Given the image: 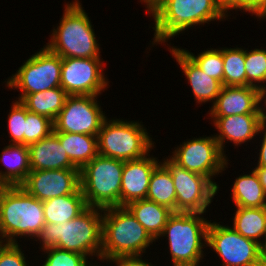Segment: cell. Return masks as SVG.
<instances>
[{"mask_svg": "<svg viewBox=\"0 0 266 266\" xmlns=\"http://www.w3.org/2000/svg\"><path fill=\"white\" fill-rule=\"evenodd\" d=\"M150 17L153 25L149 27L154 31V37L148 45L149 51L155 45H172L170 41L175 36L177 38L189 29H200V25L207 23L209 26L214 21H228L221 0H164Z\"/></svg>", "mask_w": 266, "mask_h": 266, "instance_id": "obj_1", "label": "cell"}, {"mask_svg": "<svg viewBox=\"0 0 266 266\" xmlns=\"http://www.w3.org/2000/svg\"><path fill=\"white\" fill-rule=\"evenodd\" d=\"M103 209L88 206L81 214L63 224L45 223L34 240L40 251L56 247L80 253L98 265L101 262Z\"/></svg>", "mask_w": 266, "mask_h": 266, "instance_id": "obj_2", "label": "cell"}, {"mask_svg": "<svg viewBox=\"0 0 266 266\" xmlns=\"http://www.w3.org/2000/svg\"><path fill=\"white\" fill-rule=\"evenodd\" d=\"M63 5V15L44 45L62 58H102L93 22L80 0L65 1Z\"/></svg>", "mask_w": 266, "mask_h": 266, "instance_id": "obj_3", "label": "cell"}, {"mask_svg": "<svg viewBox=\"0 0 266 266\" xmlns=\"http://www.w3.org/2000/svg\"><path fill=\"white\" fill-rule=\"evenodd\" d=\"M45 223L42 201L21 186L0 187V235L8 243L34 241Z\"/></svg>", "mask_w": 266, "mask_h": 266, "instance_id": "obj_4", "label": "cell"}, {"mask_svg": "<svg viewBox=\"0 0 266 266\" xmlns=\"http://www.w3.org/2000/svg\"><path fill=\"white\" fill-rule=\"evenodd\" d=\"M204 213L174 212L156 240L165 238L170 252L172 266L204 262L207 250V230L211 220ZM204 250V251H203Z\"/></svg>", "mask_w": 266, "mask_h": 266, "instance_id": "obj_5", "label": "cell"}, {"mask_svg": "<svg viewBox=\"0 0 266 266\" xmlns=\"http://www.w3.org/2000/svg\"><path fill=\"white\" fill-rule=\"evenodd\" d=\"M102 234L101 263L104 264L119 256H144L156 242L126 207L103 209Z\"/></svg>", "mask_w": 266, "mask_h": 266, "instance_id": "obj_6", "label": "cell"}, {"mask_svg": "<svg viewBox=\"0 0 266 266\" xmlns=\"http://www.w3.org/2000/svg\"><path fill=\"white\" fill-rule=\"evenodd\" d=\"M114 118L107 117L98 132V155L130 161L156 150L153 136L142 121Z\"/></svg>", "mask_w": 266, "mask_h": 266, "instance_id": "obj_7", "label": "cell"}, {"mask_svg": "<svg viewBox=\"0 0 266 266\" xmlns=\"http://www.w3.org/2000/svg\"><path fill=\"white\" fill-rule=\"evenodd\" d=\"M124 161L97 155L80 170V188L87 206L121 207Z\"/></svg>", "mask_w": 266, "mask_h": 266, "instance_id": "obj_8", "label": "cell"}, {"mask_svg": "<svg viewBox=\"0 0 266 266\" xmlns=\"http://www.w3.org/2000/svg\"><path fill=\"white\" fill-rule=\"evenodd\" d=\"M61 68L62 57L44 45L24 60L18 70L3 83L8 89H18L20 94L15 99L21 102L28 94L61 87Z\"/></svg>", "mask_w": 266, "mask_h": 266, "instance_id": "obj_9", "label": "cell"}, {"mask_svg": "<svg viewBox=\"0 0 266 266\" xmlns=\"http://www.w3.org/2000/svg\"><path fill=\"white\" fill-rule=\"evenodd\" d=\"M181 143L174 147L169 156L188 171L206 176L219 191L220 185L215 179L230 168V160L222 152L214 135L196 136Z\"/></svg>", "mask_w": 266, "mask_h": 266, "instance_id": "obj_10", "label": "cell"}, {"mask_svg": "<svg viewBox=\"0 0 266 266\" xmlns=\"http://www.w3.org/2000/svg\"><path fill=\"white\" fill-rule=\"evenodd\" d=\"M160 161L172 176L176 191V212L206 214L210 211L209 207L218 194L217 187L206 176L188 171L169 155Z\"/></svg>", "mask_w": 266, "mask_h": 266, "instance_id": "obj_11", "label": "cell"}, {"mask_svg": "<svg viewBox=\"0 0 266 266\" xmlns=\"http://www.w3.org/2000/svg\"><path fill=\"white\" fill-rule=\"evenodd\" d=\"M221 223V224H220ZM224 222L211 220L207 230V252L211 249L221 266H263L259 243L247 239Z\"/></svg>", "mask_w": 266, "mask_h": 266, "instance_id": "obj_12", "label": "cell"}, {"mask_svg": "<svg viewBox=\"0 0 266 266\" xmlns=\"http://www.w3.org/2000/svg\"><path fill=\"white\" fill-rule=\"evenodd\" d=\"M98 97L100 96L68 95L62 110L53 122V132L97 136L107 118Z\"/></svg>", "mask_w": 266, "mask_h": 266, "instance_id": "obj_13", "label": "cell"}, {"mask_svg": "<svg viewBox=\"0 0 266 266\" xmlns=\"http://www.w3.org/2000/svg\"><path fill=\"white\" fill-rule=\"evenodd\" d=\"M103 58H62L61 88L68 95H103L110 85Z\"/></svg>", "mask_w": 266, "mask_h": 266, "instance_id": "obj_14", "label": "cell"}, {"mask_svg": "<svg viewBox=\"0 0 266 266\" xmlns=\"http://www.w3.org/2000/svg\"><path fill=\"white\" fill-rule=\"evenodd\" d=\"M21 187L42 202L73 194L80 188V170H31Z\"/></svg>", "mask_w": 266, "mask_h": 266, "instance_id": "obj_15", "label": "cell"}, {"mask_svg": "<svg viewBox=\"0 0 266 266\" xmlns=\"http://www.w3.org/2000/svg\"><path fill=\"white\" fill-rule=\"evenodd\" d=\"M207 119L217 129V133L213 135L226 156V143L234 144V149H238L242 144H248L252 140L251 145L258 143L254 141L258 140V133L265 125L263 114L229 115L225 117H208Z\"/></svg>", "mask_w": 266, "mask_h": 266, "instance_id": "obj_16", "label": "cell"}, {"mask_svg": "<svg viewBox=\"0 0 266 266\" xmlns=\"http://www.w3.org/2000/svg\"><path fill=\"white\" fill-rule=\"evenodd\" d=\"M263 114L262 92L253 86H223L207 117Z\"/></svg>", "mask_w": 266, "mask_h": 266, "instance_id": "obj_17", "label": "cell"}, {"mask_svg": "<svg viewBox=\"0 0 266 266\" xmlns=\"http://www.w3.org/2000/svg\"><path fill=\"white\" fill-rule=\"evenodd\" d=\"M168 51L172 54L177 65L180 67L183 75L192 90V95L196 105H203L206 103H215L217 96L222 90L223 84L209 77L204 73L197 64L181 49L179 46H167Z\"/></svg>", "mask_w": 266, "mask_h": 266, "instance_id": "obj_18", "label": "cell"}, {"mask_svg": "<svg viewBox=\"0 0 266 266\" xmlns=\"http://www.w3.org/2000/svg\"><path fill=\"white\" fill-rule=\"evenodd\" d=\"M155 155L124 161L121 183V207L137 200L146 199L150 177L161 163Z\"/></svg>", "mask_w": 266, "mask_h": 266, "instance_id": "obj_19", "label": "cell"}, {"mask_svg": "<svg viewBox=\"0 0 266 266\" xmlns=\"http://www.w3.org/2000/svg\"><path fill=\"white\" fill-rule=\"evenodd\" d=\"M28 149L31 170L77 169L53 132L28 145Z\"/></svg>", "mask_w": 266, "mask_h": 266, "instance_id": "obj_20", "label": "cell"}, {"mask_svg": "<svg viewBox=\"0 0 266 266\" xmlns=\"http://www.w3.org/2000/svg\"><path fill=\"white\" fill-rule=\"evenodd\" d=\"M0 153V187L21 186L31 172L28 145L8 143Z\"/></svg>", "mask_w": 266, "mask_h": 266, "instance_id": "obj_21", "label": "cell"}, {"mask_svg": "<svg viewBox=\"0 0 266 266\" xmlns=\"http://www.w3.org/2000/svg\"><path fill=\"white\" fill-rule=\"evenodd\" d=\"M239 174L234 179L230 196L234 207L260 208L266 207V194L253 168L247 173Z\"/></svg>", "mask_w": 266, "mask_h": 266, "instance_id": "obj_22", "label": "cell"}, {"mask_svg": "<svg viewBox=\"0 0 266 266\" xmlns=\"http://www.w3.org/2000/svg\"><path fill=\"white\" fill-rule=\"evenodd\" d=\"M125 207L155 241L161 235L168 218L174 213L168 207L147 199L133 201Z\"/></svg>", "mask_w": 266, "mask_h": 266, "instance_id": "obj_23", "label": "cell"}, {"mask_svg": "<svg viewBox=\"0 0 266 266\" xmlns=\"http://www.w3.org/2000/svg\"><path fill=\"white\" fill-rule=\"evenodd\" d=\"M46 223L63 224L81 214L88 206L79 188L75 193L42 202Z\"/></svg>", "mask_w": 266, "mask_h": 266, "instance_id": "obj_24", "label": "cell"}, {"mask_svg": "<svg viewBox=\"0 0 266 266\" xmlns=\"http://www.w3.org/2000/svg\"><path fill=\"white\" fill-rule=\"evenodd\" d=\"M65 149L72 164L81 170L98 155L97 136L66 132H53Z\"/></svg>", "mask_w": 266, "mask_h": 266, "instance_id": "obj_25", "label": "cell"}, {"mask_svg": "<svg viewBox=\"0 0 266 266\" xmlns=\"http://www.w3.org/2000/svg\"><path fill=\"white\" fill-rule=\"evenodd\" d=\"M234 209L230 227L247 239L260 243L266 230V207Z\"/></svg>", "mask_w": 266, "mask_h": 266, "instance_id": "obj_26", "label": "cell"}, {"mask_svg": "<svg viewBox=\"0 0 266 266\" xmlns=\"http://www.w3.org/2000/svg\"><path fill=\"white\" fill-rule=\"evenodd\" d=\"M67 96L68 94L61 87H55L43 92L28 94L21 103L28 111L45 116L54 122Z\"/></svg>", "mask_w": 266, "mask_h": 266, "instance_id": "obj_27", "label": "cell"}, {"mask_svg": "<svg viewBox=\"0 0 266 266\" xmlns=\"http://www.w3.org/2000/svg\"><path fill=\"white\" fill-rule=\"evenodd\" d=\"M146 199L176 212V191L171 173L160 163L153 171Z\"/></svg>", "mask_w": 266, "mask_h": 266, "instance_id": "obj_28", "label": "cell"}, {"mask_svg": "<svg viewBox=\"0 0 266 266\" xmlns=\"http://www.w3.org/2000/svg\"><path fill=\"white\" fill-rule=\"evenodd\" d=\"M224 86H246L245 47H222Z\"/></svg>", "mask_w": 266, "mask_h": 266, "instance_id": "obj_29", "label": "cell"}, {"mask_svg": "<svg viewBox=\"0 0 266 266\" xmlns=\"http://www.w3.org/2000/svg\"><path fill=\"white\" fill-rule=\"evenodd\" d=\"M246 86L266 90V47L245 48Z\"/></svg>", "mask_w": 266, "mask_h": 266, "instance_id": "obj_30", "label": "cell"}, {"mask_svg": "<svg viewBox=\"0 0 266 266\" xmlns=\"http://www.w3.org/2000/svg\"><path fill=\"white\" fill-rule=\"evenodd\" d=\"M196 64L197 66L209 77L220 81L224 86V70H223V57L222 47L208 48L201 50L200 53L191 52L187 48H181Z\"/></svg>", "mask_w": 266, "mask_h": 266, "instance_id": "obj_31", "label": "cell"}, {"mask_svg": "<svg viewBox=\"0 0 266 266\" xmlns=\"http://www.w3.org/2000/svg\"><path fill=\"white\" fill-rule=\"evenodd\" d=\"M44 261L41 266H96L90 258L73 251L62 250L56 247L41 251ZM46 256V257H45ZM89 259V260H88Z\"/></svg>", "mask_w": 266, "mask_h": 266, "instance_id": "obj_32", "label": "cell"}, {"mask_svg": "<svg viewBox=\"0 0 266 266\" xmlns=\"http://www.w3.org/2000/svg\"><path fill=\"white\" fill-rule=\"evenodd\" d=\"M54 130L53 121L49 118L33 113L26 108V121L24 127V145H30L34 142L49 136Z\"/></svg>", "mask_w": 266, "mask_h": 266, "instance_id": "obj_33", "label": "cell"}, {"mask_svg": "<svg viewBox=\"0 0 266 266\" xmlns=\"http://www.w3.org/2000/svg\"><path fill=\"white\" fill-rule=\"evenodd\" d=\"M7 114V127L10 139L8 143L24 145V127L26 121V107L17 100L12 101Z\"/></svg>", "mask_w": 266, "mask_h": 266, "instance_id": "obj_34", "label": "cell"}, {"mask_svg": "<svg viewBox=\"0 0 266 266\" xmlns=\"http://www.w3.org/2000/svg\"><path fill=\"white\" fill-rule=\"evenodd\" d=\"M222 8L228 19H231V12L249 15L258 19L257 21H266V0H221ZM231 11V12H230Z\"/></svg>", "mask_w": 266, "mask_h": 266, "instance_id": "obj_35", "label": "cell"}, {"mask_svg": "<svg viewBox=\"0 0 266 266\" xmlns=\"http://www.w3.org/2000/svg\"><path fill=\"white\" fill-rule=\"evenodd\" d=\"M21 243H8L0 252V266H30ZM28 262V263H27ZM32 266V265H31Z\"/></svg>", "mask_w": 266, "mask_h": 266, "instance_id": "obj_36", "label": "cell"}, {"mask_svg": "<svg viewBox=\"0 0 266 266\" xmlns=\"http://www.w3.org/2000/svg\"><path fill=\"white\" fill-rule=\"evenodd\" d=\"M143 256H119L112 258L110 260H107L106 263L110 265V263L114 266H157L156 264H152V262H149L147 258L142 259Z\"/></svg>", "mask_w": 266, "mask_h": 266, "instance_id": "obj_37", "label": "cell"}, {"mask_svg": "<svg viewBox=\"0 0 266 266\" xmlns=\"http://www.w3.org/2000/svg\"><path fill=\"white\" fill-rule=\"evenodd\" d=\"M258 136H259V139L261 138L260 140H258V141H260L258 143L259 144L258 146L260 148H259V150L257 149V152H256L257 153L256 158L258 160L255 158L254 161H256V163H254V167H266V125H264L260 129ZM258 151H259V153H258Z\"/></svg>", "mask_w": 266, "mask_h": 266, "instance_id": "obj_38", "label": "cell"}, {"mask_svg": "<svg viewBox=\"0 0 266 266\" xmlns=\"http://www.w3.org/2000/svg\"><path fill=\"white\" fill-rule=\"evenodd\" d=\"M164 0H139V2L145 5V13L150 16V14L163 2Z\"/></svg>", "mask_w": 266, "mask_h": 266, "instance_id": "obj_39", "label": "cell"}, {"mask_svg": "<svg viewBox=\"0 0 266 266\" xmlns=\"http://www.w3.org/2000/svg\"><path fill=\"white\" fill-rule=\"evenodd\" d=\"M258 175L259 181L266 194V167H252Z\"/></svg>", "mask_w": 266, "mask_h": 266, "instance_id": "obj_40", "label": "cell"}, {"mask_svg": "<svg viewBox=\"0 0 266 266\" xmlns=\"http://www.w3.org/2000/svg\"><path fill=\"white\" fill-rule=\"evenodd\" d=\"M259 250H260V255H261L262 262H263V266H266V230L263 234L262 240L259 243Z\"/></svg>", "mask_w": 266, "mask_h": 266, "instance_id": "obj_41", "label": "cell"}, {"mask_svg": "<svg viewBox=\"0 0 266 266\" xmlns=\"http://www.w3.org/2000/svg\"><path fill=\"white\" fill-rule=\"evenodd\" d=\"M264 124L266 125V90L262 92Z\"/></svg>", "mask_w": 266, "mask_h": 266, "instance_id": "obj_42", "label": "cell"}, {"mask_svg": "<svg viewBox=\"0 0 266 266\" xmlns=\"http://www.w3.org/2000/svg\"><path fill=\"white\" fill-rule=\"evenodd\" d=\"M8 244V242L0 235V252Z\"/></svg>", "mask_w": 266, "mask_h": 266, "instance_id": "obj_43", "label": "cell"}, {"mask_svg": "<svg viewBox=\"0 0 266 266\" xmlns=\"http://www.w3.org/2000/svg\"><path fill=\"white\" fill-rule=\"evenodd\" d=\"M200 264H201V262L196 263V264H188V265H181V266H201Z\"/></svg>", "mask_w": 266, "mask_h": 266, "instance_id": "obj_44", "label": "cell"}]
</instances>
